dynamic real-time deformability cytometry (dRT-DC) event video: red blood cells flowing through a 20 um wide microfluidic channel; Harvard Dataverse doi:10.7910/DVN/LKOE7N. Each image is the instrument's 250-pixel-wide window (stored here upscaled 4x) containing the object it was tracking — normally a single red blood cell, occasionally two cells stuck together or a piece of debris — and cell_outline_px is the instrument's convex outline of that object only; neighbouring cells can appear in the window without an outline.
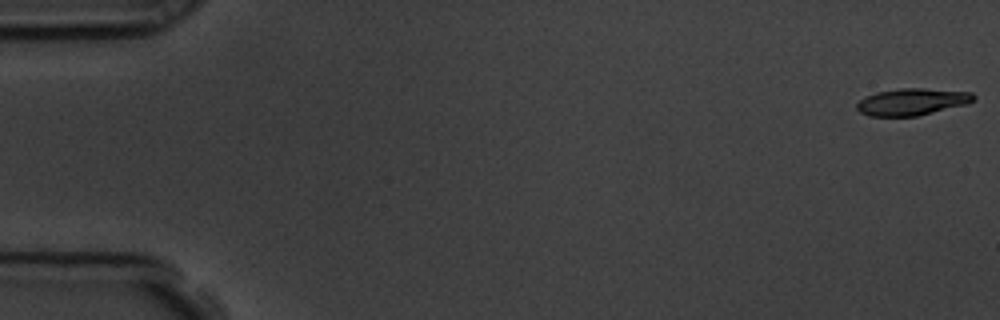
{"species": "common noctule bat (a hibernating species)", "species_latin": "Nyctalus noctula", "temperature_condition": "room temperature", "stored_images_in_passage": 57, "camera_frame_rate_fps": 3000, "um_per_image_px": 0.085, "animal": {"sex": "male", "body_mass_g": 19.5, "forearm_length_mm": 54.6}, "frame": {"image": 1, "passage_image": 1, "time_ms": 0.0, "image_size_px": [1000, 320], "cell_outline_px": [[976, 96], [968, 104], [916, 116], [868, 116], [860, 112], [856, 108], [856, 104], [860, 100], [876, 92], [900, 88], [924, 88], [972, 92]], "centroid_in_image_um": [77.53, 8.65], "position_along_channel_um": 7.5, "area_um2": 18.26}}
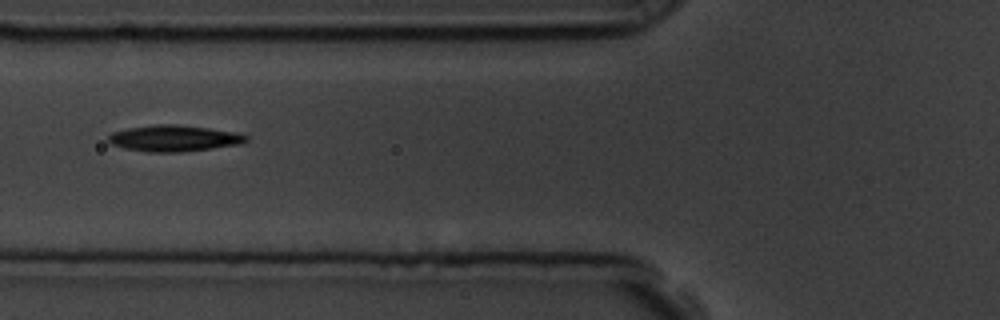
{"frame": {"image": 2, "passage_image": 22, "time_ms": 7.0, "image_size_px": [1000, 320], "cell_outline_px": [[248, 140], [240, 144], [212, 148], [180, 152], [148, 152], [124, 148], [112, 144], [108, 140], [108, 136], [112, 132], [128, 128], [156, 124], [176, 124], [208, 128], [236, 132], [248, 136]], "centroid_in_image_um": [14.79, 11.75], "position_along_channel_um": 111.0, "area_um2": 20.98}}
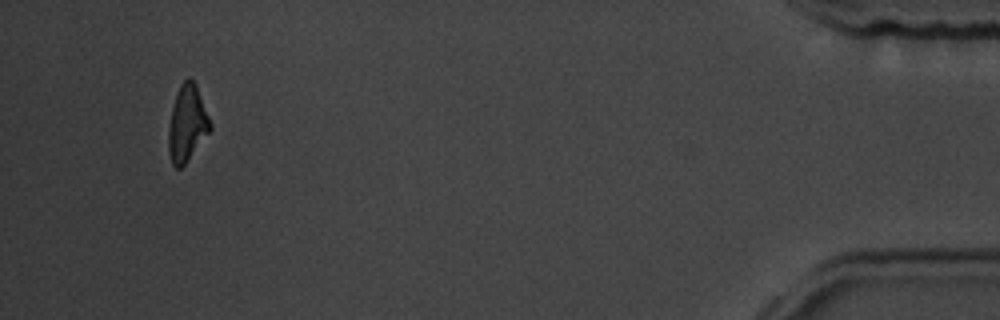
{"frame": {"image": 3, "passage_image": 54, "time_ms": 17.667, "image_size_px": [1000, 320], "cell_outline_px": [[212, 128], [184, 164], [180, 168], [176, 168], [172, 164], [168, 152], [168, 128], [172, 108], [176, 92], [180, 84], [188, 76], [196, 84], [212, 124]], "centroid_in_image_um": [15.89, 10.47], "position_along_channel_um": 419.3, "area_um2": 18.44}, "authors_computed_cell_mechanics": {"area_um2": 19.074, "velocity_mm_per_s": 3.5963, "shape_relaxation_time_tau1_ms": 2.3402, "shape_relaxation_time_tau2_ms": 6.8595, "deformation_change_tau1": 0.1623, "deformation_change_tau2": 0.1658}}